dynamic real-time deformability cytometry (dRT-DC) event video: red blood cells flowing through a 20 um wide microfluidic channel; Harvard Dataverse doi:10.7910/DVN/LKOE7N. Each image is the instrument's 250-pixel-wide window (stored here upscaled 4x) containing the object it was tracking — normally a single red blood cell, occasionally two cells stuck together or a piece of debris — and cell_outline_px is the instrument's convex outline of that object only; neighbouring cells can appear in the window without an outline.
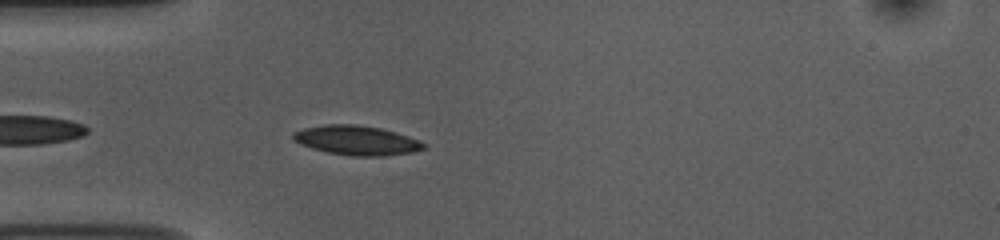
{"species": "common noctule bat (a hibernating species)", "species_latin": "Nyctalus noctula", "temperature_condition": "room temperature", "stored_images_in_passage": 41, "camera_frame_rate_fps": 3000, "um_per_image_px": 0.085, "animal": {"sex": "female", "body_mass_g": 10.0, "forearm_length_mm": 53.1}, "frame": {"image": 1, "passage_image": 3, "time_ms": 0.667, "image_size_px": [1000, 240], "cell_outline_px": [[428, 148], [412, 152], [384, 156], [352, 156], [328, 152], [312, 148], [300, 144], [292, 140], [292, 132], [304, 128], [324, 124], [356, 124], [380, 128], [396, 132], [420, 140], [428, 144]], "centroid_in_image_um": [30.34, 11.93], "position_along_channel_um": 54.7, "area_um2": 22.66}}
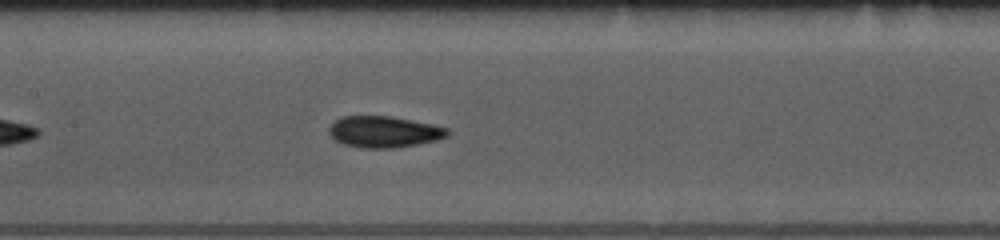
{"frame": {"image": 2, "passage_image": 13, "time_ms": 4.0, "image_size_px": [1000, 240], "cell_outline_px": [[452, 132], [448, 136], [436, 140], [416, 144], [392, 148], [364, 148], [344, 144], [336, 140], [328, 132], [328, 128], [340, 116], [388, 116], [432, 124], [448, 128]], "centroid_in_image_um": [32.65, 11.2], "position_along_channel_um": 174.7, "area_um2": 21.5}}
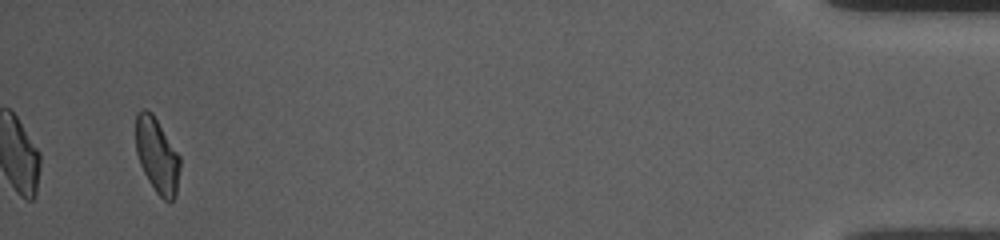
{"frame": {"image": 3, "passage_image": 39, "time_ms": 12.667, "image_size_px": [1000, 240], "cell_outline_px": [[180, 168], [176, 196], [172, 200], [164, 200], [156, 192], [148, 180], [140, 164], [136, 152], [136, 112], [140, 108], [144, 108], [152, 112], [180, 156]], "centroid_in_image_um": [13.34, 13.18], "position_along_channel_um": 421.9, "area_um2": 19.36}, "authors_computed_cell_mechanics": {"area_um2": 20.6924, "velocity_mm_per_s": 3.7602, "shape_relaxation_time_tau1_ms": 4.2758, "shape_relaxation_time_tau2_ms": 3.6765, "deformation_change_tau1": 0.1189, "deformation_change_tau2": 0.0773}}